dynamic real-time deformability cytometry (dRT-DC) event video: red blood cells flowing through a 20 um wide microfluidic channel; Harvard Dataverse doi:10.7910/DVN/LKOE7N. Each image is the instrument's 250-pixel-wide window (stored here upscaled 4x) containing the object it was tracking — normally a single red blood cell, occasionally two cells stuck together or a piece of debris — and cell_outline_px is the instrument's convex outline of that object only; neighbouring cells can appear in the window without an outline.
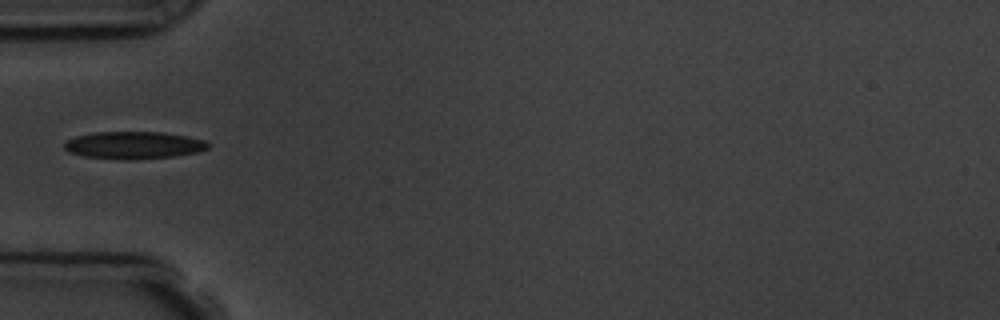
{"species": "common noctule bat (a hibernating species)", "species_latin": "Nyctalus noctula", "temperature_condition": "room temperature", "stored_images_in_passage": 7, "camera_frame_rate_fps": 3000, "um_per_image_px": 0.085, "animal": {"sex": "male", "body_mass_g": 19.5, "forearm_length_mm": 54.6}, "frame": {"image": 1, "passage_image": 6, "time_ms": 5.667, "image_size_px": [1000, 320], "cell_outline_px": [[212, 144], [208, 148], [196, 152], [172, 156], [136, 160], [120, 160], [84, 156], [68, 152], [64, 148], [64, 144], [68, 140], [76, 136], [96, 132], [160, 132], [188, 136], [204, 140]], "centroid_in_image_um": [11.37, 12.35], "position_along_channel_um": 73.6, "area_um2": 23.0}}